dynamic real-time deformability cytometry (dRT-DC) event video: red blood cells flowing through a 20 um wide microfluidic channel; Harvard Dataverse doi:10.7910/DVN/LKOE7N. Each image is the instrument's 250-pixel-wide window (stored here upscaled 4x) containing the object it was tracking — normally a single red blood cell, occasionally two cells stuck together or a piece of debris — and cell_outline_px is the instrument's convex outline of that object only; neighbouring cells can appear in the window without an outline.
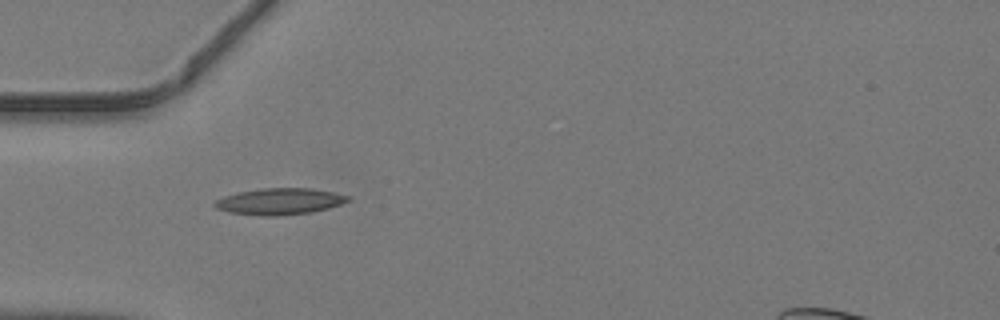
{"species": "common noctule bat (a hibernating species)", "species_latin": "Nyctalus noctula", "temperature_condition": "warm", "stored_images_in_passage": 33, "camera_frame_rate_fps": 3000, "um_per_image_px": 0.085, "animal": {"sex": "male", "body_mass_g": 19.2, "forearm_length_mm": 51.8}, "frame": {"image": 1, "passage_image": 1, "time_ms": 0.0, "image_size_px": [1000, 320], "cell_outline_px": [[352, 200], [328, 208], [312, 212], [276, 216], [260, 216], [228, 212], [216, 208], [212, 204], [216, 200], [224, 196], [240, 192], [260, 188], [312, 188], [352, 196]], "centroid_in_image_um": [23.78, 17.12], "position_along_channel_um": 61.2, "area_um2": 20.63}}
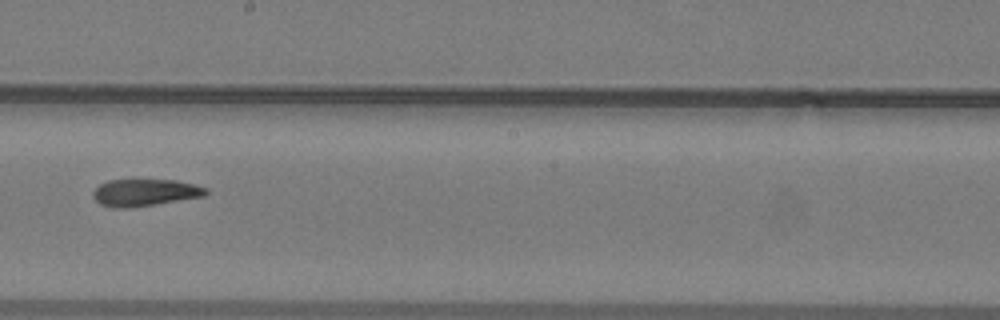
{"frame": {"image": 2, "passage_image": 13, "time_ms": 4.0, "image_size_px": [1000, 320], "cell_outline_px": [[208, 192], [204, 196], [128, 208], [112, 208], [100, 204], [92, 196], [92, 192], [100, 184], [108, 180], [132, 176], [176, 180], [208, 188]], "centroid_in_image_um": [12.26, 16.3], "position_along_channel_um": 235.9, "area_um2": 18.61}}
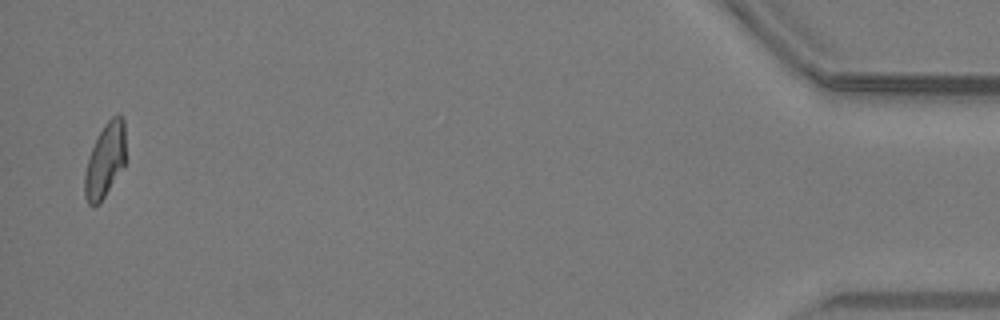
{"frame": {"image": 3, "passage_image": 32, "time_ms": 10.333, "image_size_px": [1000, 320], "cell_outline_px": [[124, 164], [100, 204], [92, 208], [88, 204], [84, 196], [84, 172], [92, 148], [104, 124], [112, 116], [124, 116]], "centroid_in_image_um": [8.9, 13.69], "position_along_channel_um": 426.3, "area_um2": 17.51}}